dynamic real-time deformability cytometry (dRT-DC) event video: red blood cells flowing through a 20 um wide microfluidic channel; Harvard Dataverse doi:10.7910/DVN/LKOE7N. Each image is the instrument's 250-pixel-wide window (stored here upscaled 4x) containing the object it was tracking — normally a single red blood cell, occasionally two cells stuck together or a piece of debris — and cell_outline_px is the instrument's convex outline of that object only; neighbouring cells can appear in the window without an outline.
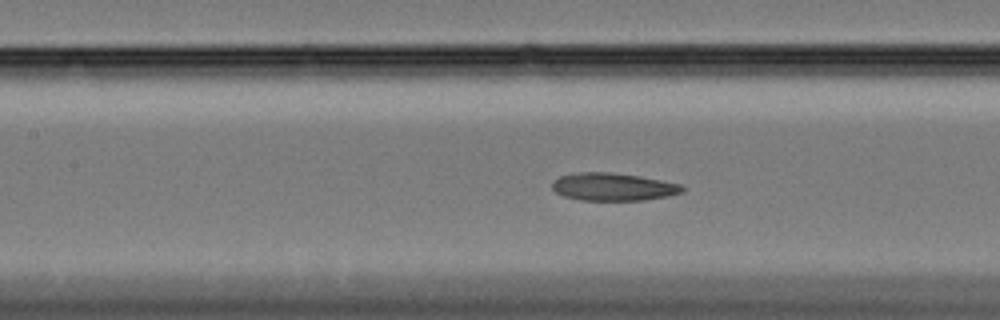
{"species": "Egyptian fruit bat (a non-hibernating species)", "species_latin": "Rousettus aegyptiacus", "temperature_condition": "cold", "stored_images_in_passage": 61, "camera_frame_rate_fps": 3000, "um_per_image_px": 0.085, "animal": {"sex": "female"}, "frame": {"image": 1, "passage_image": 28, "time_ms": 9.0, "image_size_px": [1000, 320], "cell_outline_px": [[684, 192], [668, 196], [644, 200], [580, 200], [564, 196], [556, 192], [552, 188], [552, 180], [560, 176], [580, 172], [612, 172], [640, 176], [680, 184], [684, 188]], "centroid_in_image_um": [52.11, 15.88], "position_along_channel_um": 155.3, "area_um2": 21.04}}
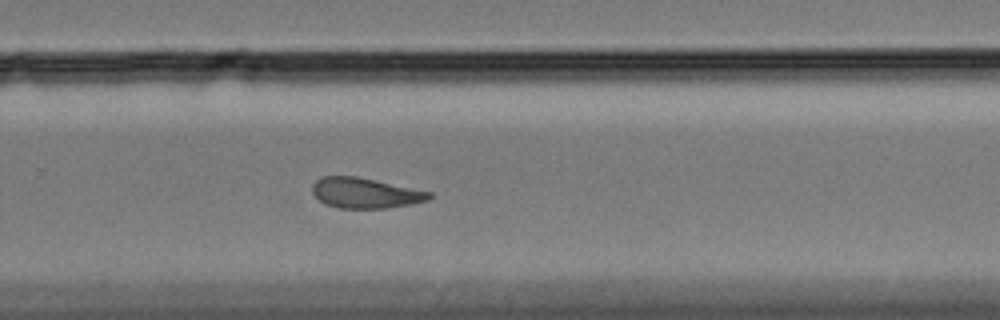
{"frame": {"image": 2, "passage_image": 41, "time_ms": 13.333, "image_size_px": [1000, 320], "cell_outline_px": [[432, 196], [428, 200], [412, 204], [388, 208], [336, 208], [324, 204], [312, 192], [312, 184], [316, 180], [324, 176], [356, 176], [432, 192]], "centroid_in_image_um": [31.04, 16.41], "position_along_channel_um": 298.8, "area_um2": 20.69}}
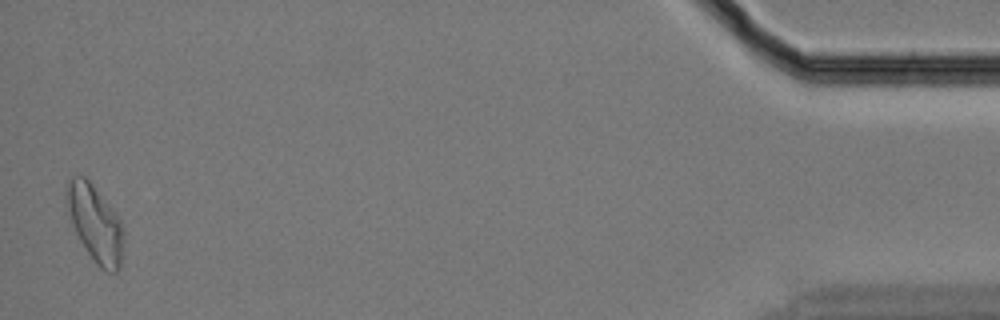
{"frame": {"image": 3, "passage_image": 60, "time_ms": 19.667, "image_size_px": [1000, 320], "cell_outline_px": [[124, 244], [120, 268], [116, 272], [108, 272], [100, 268], [96, 264], [80, 240], [72, 224], [64, 192], [72, 176], [84, 176], [88, 180], [116, 212], [124, 228]], "centroid_in_image_um": [8.12, 19.02], "position_along_channel_um": 427.1, "area_um2": 25.37}, "authors_computed_cell_mechanics": {"area_um2": 22.253, "velocity_mm_per_s": 3.3244, "shape_relaxation_time_tau1_ms": null, "shape_relaxation_time_tau2_ms": 4.8837, "deformation_change_tau1": null, "deformation_change_tau2": 0.139}}